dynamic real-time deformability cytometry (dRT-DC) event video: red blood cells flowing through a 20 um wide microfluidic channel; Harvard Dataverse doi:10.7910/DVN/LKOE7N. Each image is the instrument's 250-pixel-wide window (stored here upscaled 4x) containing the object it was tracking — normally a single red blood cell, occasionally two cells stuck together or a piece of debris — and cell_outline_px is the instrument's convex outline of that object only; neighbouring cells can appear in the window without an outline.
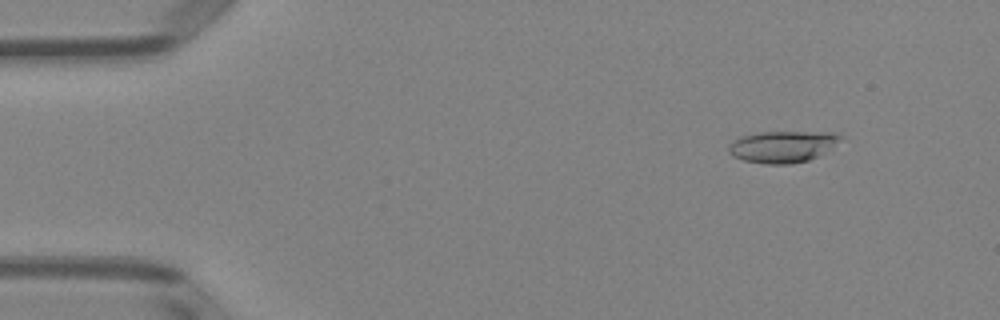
{"species": "Egyptian fruit bat (a non-hibernating species)", "species_latin": "Rousettus aegyptiacus", "temperature_condition": "room temperature", "stored_images_in_passage": 51, "camera_frame_rate_fps": 3000, "um_per_image_px": 0.085, "animal": {"sex": "female"}, "frame": {"image": 1, "passage_image": 6, "time_ms": 1.667, "image_size_px": [1000, 320], "cell_outline_px": [[844, 136], [816, 156], [808, 160], [792, 164], [768, 164], [744, 160], [732, 156], [728, 152], [728, 144], [740, 136], [760, 132], [832, 132]], "centroid_in_image_um": [66.43, 12.45], "position_along_channel_um": 18.6, "area_um2": 20.29}}
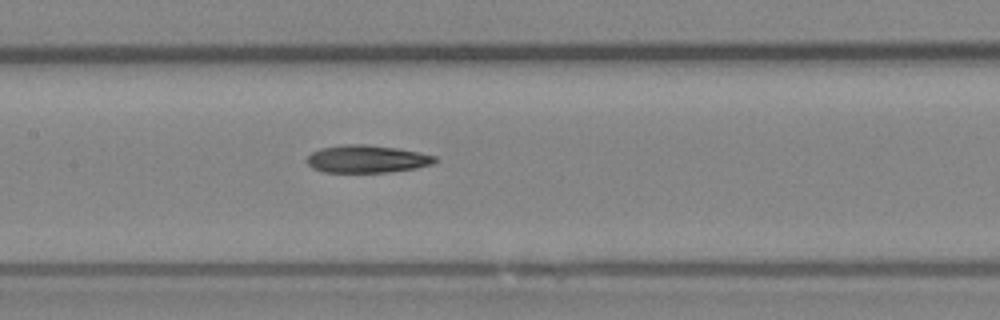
{"frame": {"image": 2, "passage_image": 25, "time_ms": 8.0, "image_size_px": [1000, 320], "cell_outline_px": [[436, 160], [432, 164], [416, 168], [388, 172], [324, 172], [312, 168], [308, 164], [308, 156], [312, 152], [320, 148], [344, 144], [364, 144], [396, 148], [436, 156]], "centroid_in_image_um": [31.16, 13.51], "position_along_channel_um": 176.2, "area_um2": 20.4}}
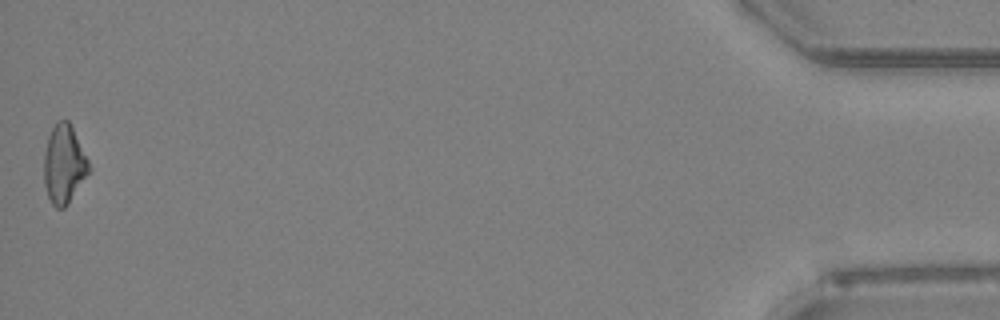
{"frame": {"image": 3, "passage_image": 51, "time_ms": 16.667, "image_size_px": [1000, 320], "cell_outline_px": [[92, 168], [68, 204], [64, 208], [56, 208], [52, 204], [48, 196], [44, 184], [44, 156], [48, 136], [56, 120], [68, 120]], "centroid_in_image_um": [5.43, 13.98], "position_along_channel_um": 429.8, "area_um2": 20.46}}